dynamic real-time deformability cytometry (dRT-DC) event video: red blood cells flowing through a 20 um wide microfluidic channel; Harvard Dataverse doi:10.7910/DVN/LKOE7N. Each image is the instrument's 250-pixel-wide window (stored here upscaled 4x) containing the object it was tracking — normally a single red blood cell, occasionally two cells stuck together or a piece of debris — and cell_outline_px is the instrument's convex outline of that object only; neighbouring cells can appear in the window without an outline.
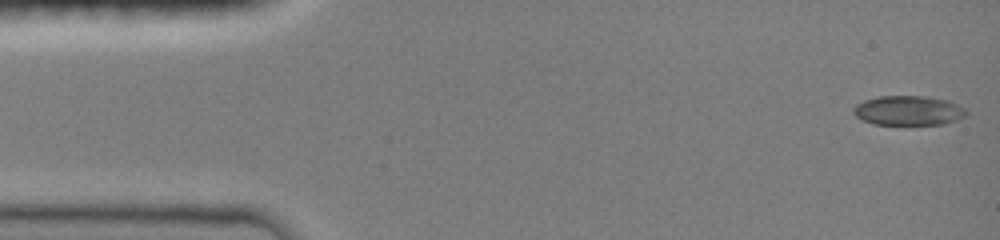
{"species": "common noctule bat (a hibernating species)", "species_latin": "Nyctalus noctula", "temperature_condition": "room temperature", "stored_images_in_passage": 47, "camera_frame_rate_fps": 3000, "um_per_image_px": 0.085, "animal": {"sex": "female", "body_mass_g": 19.0, "forearm_length_mm": 51.5}, "frame": {"image": 1, "passage_image": 1, "time_ms": 0.0, "image_size_px": [1000, 240], "cell_outline_px": [[968, 112], [964, 116], [956, 120], [944, 124], [904, 128], [872, 124], [856, 116], [852, 112], [852, 108], [856, 104], [864, 100], [880, 96], [924, 96], [948, 100], [964, 108]], "centroid_in_image_um": [77.19, 9.45], "position_along_channel_um": 7.8, "area_um2": 20.4}}
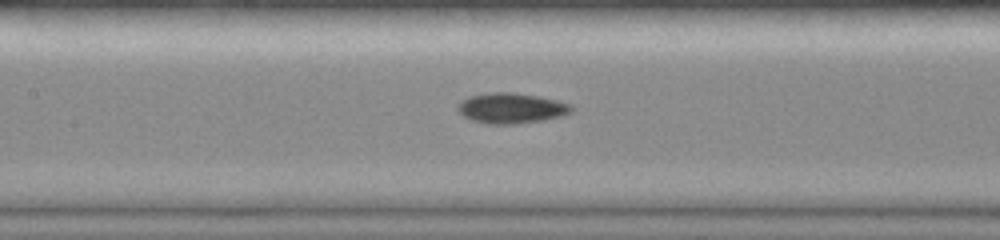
{"frame": {"image": 2, "passage_image": 21, "time_ms": 6.667, "image_size_px": [1000, 240], "cell_outline_px": [[572, 112], [564, 116], [544, 120], [516, 124], [488, 124], [472, 120], [464, 116], [456, 108], [456, 104], [468, 96], [488, 92], [512, 92], [536, 96], [556, 100], [572, 104]], "centroid_in_image_um": [43.45, 9.19], "position_along_channel_um": 163.9, "area_um2": 20.35}}
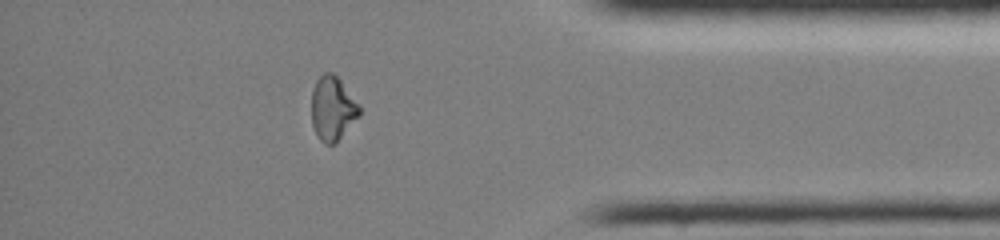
{"frame": {"image": 3, "passage_image": 40, "time_ms": 13.0, "image_size_px": [1000, 240], "cell_outline_px": [[360, 116], [336, 144], [324, 144], [320, 140], [312, 124], [312, 88], [316, 80], [324, 72], [332, 72], [340, 80], [360, 104]], "centroid_in_image_um": [28.29, 9.23], "position_along_channel_um": 406.9, "area_um2": 18.09}, "authors_computed_cell_mechanics": {"area_um2": 18.9006, "velocity_mm_per_s": 4.0897, "shape_relaxation_time_tau1_ms": 6.0603, "shape_relaxation_time_tau2_ms": 7.9741, "deformation_change_tau1": 0.1851, "deformation_change_tau2": 0.1263}}